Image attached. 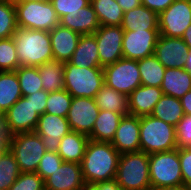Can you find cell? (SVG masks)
Returning a JSON list of instances; mask_svg holds the SVG:
<instances>
[{
	"instance_id": "cell-52",
	"label": "cell",
	"mask_w": 191,
	"mask_h": 190,
	"mask_svg": "<svg viewBox=\"0 0 191 190\" xmlns=\"http://www.w3.org/2000/svg\"><path fill=\"white\" fill-rule=\"evenodd\" d=\"M80 190H97L94 185L85 184Z\"/></svg>"
},
{
	"instance_id": "cell-1",
	"label": "cell",
	"mask_w": 191,
	"mask_h": 190,
	"mask_svg": "<svg viewBox=\"0 0 191 190\" xmlns=\"http://www.w3.org/2000/svg\"><path fill=\"white\" fill-rule=\"evenodd\" d=\"M120 153L110 142H87L84 157L81 162L83 179L86 184L115 179Z\"/></svg>"
},
{
	"instance_id": "cell-28",
	"label": "cell",
	"mask_w": 191,
	"mask_h": 190,
	"mask_svg": "<svg viewBox=\"0 0 191 190\" xmlns=\"http://www.w3.org/2000/svg\"><path fill=\"white\" fill-rule=\"evenodd\" d=\"M95 101L100 110H108L123 116L129 114L128 96L105 84L97 92Z\"/></svg>"
},
{
	"instance_id": "cell-51",
	"label": "cell",
	"mask_w": 191,
	"mask_h": 190,
	"mask_svg": "<svg viewBox=\"0 0 191 190\" xmlns=\"http://www.w3.org/2000/svg\"><path fill=\"white\" fill-rule=\"evenodd\" d=\"M187 56V61L184 65V69L191 74V50L189 49Z\"/></svg>"
},
{
	"instance_id": "cell-40",
	"label": "cell",
	"mask_w": 191,
	"mask_h": 190,
	"mask_svg": "<svg viewBox=\"0 0 191 190\" xmlns=\"http://www.w3.org/2000/svg\"><path fill=\"white\" fill-rule=\"evenodd\" d=\"M50 2L60 19L68 13H78L80 8H83L90 3V0H51Z\"/></svg>"
},
{
	"instance_id": "cell-32",
	"label": "cell",
	"mask_w": 191,
	"mask_h": 190,
	"mask_svg": "<svg viewBox=\"0 0 191 190\" xmlns=\"http://www.w3.org/2000/svg\"><path fill=\"white\" fill-rule=\"evenodd\" d=\"M138 67L142 85L161 87L166 68L154 54L138 60Z\"/></svg>"
},
{
	"instance_id": "cell-8",
	"label": "cell",
	"mask_w": 191,
	"mask_h": 190,
	"mask_svg": "<svg viewBox=\"0 0 191 190\" xmlns=\"http://www.w3.org/2000/svg\"><path fill=\"white\" fill-rule=\"evenodd\" d=\"M8 140L20 172H36L46 152L41 136L35 132L16 133Z\"/></svg>"
},
{
	"instance_id": "cell-42",
	"label": "cell",
	"mask_w": 191,
	"mask_h": 190,
	"mask_svg": "<svg viewBox=\"0 0 191 190\" xmlns=\"http://www.w3.org/2000/svg\"><path fill=\"white\" fill-rule=\"evenodd\" d=\"M179 160L183 185L191 188V147L179 148Z\"/></svg>"
},
{
	"instance_id": "cell-27",
	"label": "cell",
	"mask_w": 191,
	"mask_h": 190,
	"mask_svg": "<svg viewBox=\"0 0 191 190\" xmlns=\"http://www.w3.org/2000/svg\"><path fill=\"white\" fill-rule=\"evenodd\" d=\"M22 97L15 71H0V117Z\"/></svg>"
},
{
	"instance_id": "cell-17",
	"label": "cell",
	"mask_w": 191,
	"mask_h": 190,
	"mask_svg": "<svg viewBox=\"0 0 191 190\" xmlns=\"http://www.w3.org/2000/svg\"><path fill=\"white\" fill-rule=\"evenodd\" d=\"M85 184L81 164L64 161L44 180L48 190H80Z\"/></svg>"
},
{
	"instance_id": "cell-14",
	"label": "cell",
	"mask_w": 191,
	"mask_h": 190,
	"mask_svg": "<svg viewBox=\"0 0 191 190\" xmlns=\"http://www.w3.org/2000/svg\"><path fill=\"white\" fill-rule=\"evenodd\" d=\"M99 111L95 98L73 97L66 117L70 130L89 135Z\"/></svg>"
},
{
	"instance_id": "cell-13",
	"label": "cell",
	"mask_w": 191,
	"mask_h": 190,
	"mask_svg": "<svg viewBox=\"0 0 191 190\" xmlns=\"http://www.w3.org/2000/svg\"><path fill=\"white\" fill-rule=\"evenodd\" d=\"M158 36L159 30H124L123 58L138 61L153 55Z\"/></svg>"
},
{
	"instance_id": "cell-43",
	"label": "cell",
	"mask_w": 191,
	"mask_h": 190,
	"mask_svg": "<svg viewBox=\"0 0 191 190\" xmlns=\"http://www.w3.org/2000/svg\"><path fill=\"white\" fill-rule=\"evenodd\" d=\"M48 94L49 92L40 90V91L34 92L33 94L25 96L28 100H30L35 111L40 116L45 113Z\"/></svg>"
},
{
	"instance_id": "cell-47",
	"label": "cell",
	"mask_w": 191,
	"mask_h": 190,
	"mask_svg": "<svg viewBox=\"0 0 191 190\" xmlns=\"http://www.w3.org/2000/svg\"><path fill=\"white\" fill-rule=\"evenodd\" d=\"M97 190H122L121 187L117 184V181H104L94 184Z\"/></svg>"
},
{
	"instance_id": "cell-45",
	"label": "cell",
	"mask_w": 191,
	"mask_h": 190,
	"mask_svg": "<svg viewBox=\"0 0 191 190\" xmlns=\"http://www.w3.org/2000/svg\"><path fill=\"white\" fill-rule=\"evenodd\" d=\"M124 12L142 5V0H116Z\"/></svg>"
},
{
	"instance_id": "cell-34",
	"label": "cell",
	"mask_w": 191,
	"mask_h": 190,
	"mask_svg": "<svg viewBox=\"0 0 191 190\" xmlns=\"http://www.w3.org/2000/svg\"><path fill=\"white\" fill-rule=\"evenodd\" d=\"M17 29L14 1H0V39L13 37Z\"/></svg>"
},
{
	"instance_id": "cell-12",
	"label": "cell",
	"mask_w": 191,
	"mask_h": 190,
	"mask_svg": "<svg viewBox=\"0 0 191 190\" xmlns=\"http://www.w3.org/2000/svg\"><path fill=\"white\" fill-rule=\"evenodd\" d=\"M94 35L97 41L102 68L123 58L122 43L124 30L121 26H100Z\"/></svg>"
},
{
	"instance_id": "cell-22",
	"label": "cell",
	"mask_w": 191,
	"mask_h": 190,
	"mask_svg": "<svg viewBox=\"0 0 191 190\" xmlns=\"http://www.w3.org/2000/svg\"><path fill=\"white\" fill-rule=\"evenodd\" d=\"M68 62L77 67L102 68L94 34L81 35L77 48Z\"/></svg>"
},
{
	"instance_id": "cell-37",
	"label": "cell",
	"mask_w": 191,
	"mask_h": 190,
	"mask_svg": "<svg viewBox=\"0 0 191 190\" xmlns=\"http://www.w3.org/2000/svg\"><path fill=\"white\" fill-rule=\"evenodd\" d=\"M19 66L13 38L0 39V71H15Z\"/></svg>"
},
{
	"instance_id": "cell-26",
	"label": "cell",
	"mask_w": 191,
	"mask_h": 190,
	"mask_svg": "<svg viewBox=\"0 0 191 190\" xmlns=\"http://www.w3.org/2000/svg\"><path fill=\"white\" fill-rule=\"evenodd\" d=\"M122 118L123 115L121 114L108 110H100L92 132L88 135L89 139L111 143Z\"/></svg>"
},
{
	"instance_id": "cell-11",
	"label": "cell",
	"mask_w": 191,
	"mask_h": 190,
	"mask_svg": "<svg viewBox=\"0 0 191 190\" xmlns=\"http://www.w3.org/2000/svg\"><path fill=\"white\" fill-rule=\"evenodd\" d=\"M191 24V0H175L158 15L159 35L182 38Z\"/></svg>"
},
{
	"instance_id": "cell-20",
	"label": "cell",
	"mask_w": 191,
	"mask_h": 190,
	"mask_svg": "<svg viewBox=\"0 0 191 190\" xmlns=\"http://www.w3.org/2000/svg\"><path fill=\"white\" fill-rule=\"evenodd\" d=\"M163 96L161 87L141 85L129 96V114L137 117L151 115L154 106Z\"/></svg>"
},
{
	"instance_id": "cell-35",
	"label": "cell",
	"mask_w": 191,
	"mask_h": 190,
	"mask_svg": "<svg viewBox=\"0 0 191 190\" xmlns=\"http://www.w3.org/2000/svg\"><path fill=\"white\" fill-rule=\"evenodd\" d=\"M20 173L14 155L8 150L0 159V190H8Z\"/></svg>"
},
{
	"instance_id": "cell-39",
	"label": "cell",
	"mask_w": 191,
	"mask_h": 190,
	"mask_svg": "<svg viewBox=\"0 0 191 190\" xmlns=\"http://www.w3.org/2000/svg\"><path fill=\"white\" fill-rule=\"evenodd\" d=\"M63 163V159L57 152L46 151L41 161L39 162L36 173L43 180L48 178L58 167Z\"/></svg>"
},
{
	"instance_id": "cell-53",
	"label": "cell",
	"mask_w": 191,
	"mask_h": 190,
	"mask_svg": "<svg viewBox=\"0 0 191 190\" xmlns=\"http://www.w3.org/2000/svg\"><path fill=\"white\" fill-rule=\"evenodd\" d=\"M37 1L49 2V1H51V0H37Z\"/></svg>"
},
{
	"instance_id": "cell-48",
	"label": "cell",
	"mask_w": 191,
	"mask_h": 190,
	"mask_svg": "<svg viewBox=\"0 0 191 190\" xmlns=\"http://www.w3.org/2000/svg\"><path fill=\"white\" fill-rule=\"evenodd\" d=\"M185 115H191V90L180 98Z\"/></svg>"
},
{
	"instance_id": "cell-38",
	"label": "cell",
	"mask_w": 191,
	"mask_h": 190,
	"mask_svg": "<svg viewBox=\"0 0 191 190\" xmlns=\"http://www.w3.org/2000/svg\"><path fill=\"white\" fill-rule=\"evenodd\" d=\"M44 180L36 172H21L8 190H42Z\"/></svg>"
},
{
	"instance_id": "cell-2",
	"label": "cell",
	"mask_w": 191,
	"mask_h": 190,
	"mask_svg": "<svg viewBox=\"0 0 191 190\" xmlns=\"http://www.w3.org/2000/svg\"><path fill=\"white\" fill-rule=\"evenodd\" d=\"M12 38L21 67H38L53 60L49 31L17 27Z\"/></svg>"
},
{
	"instance_id": "cell-3",
	"label": "cell",
	"mask_w": 191,
	"mask_h": 190,
	"mask_svg": "<svg viewBox=\"0 0 191 190\" xmlns=\"http://www.w3.org/2000/svg\"><path fill=\"white\" fill-rule=\"evenodd\" d=\"M140 151L149 154L178 148L176 127L152 115L140 117Z\"/></svg>"
},
{
	"instance_id": "cell-24",
	"label": "cell",
	"mask_w": 191,
	"mask_h": 190,
	"mask_svg": "<svg viewBox=\"0 0 191 190\" xmlns=\"http://www.w3.org/2000/svg\"><path fill=\"white\" fill-rule=\"evenodd\" d=\"M161 89L163 95L180 99L191 90V74L181 68H166Z\"/></svg>"
},
{
	"instance_id": "cell-23",
	"label": "cell",
	"mask_w": 191,
	"mask_h": 190,
	"mask_svg": "<svg viewBox=\"0 0 191 190\" xmlns=\"http://www.w3.org/2000/svg\"><path fill=\"white\" fill-rule=\"evenodd\" d=\"M89 136L70 130L61 140L58 155L64 162L81 164Z\"/></svg>"
},
{
	"instance_id": "cell-46",
	"label": "cell",
	"mask_w": 191,
	"mask_h": 190,
	"mask_svg": "<svg viewBox=\"0 0 191 190\" xmlns=\"http://www.w3.org/2000/svg\"><path fill=\"white\" fill-rule=\"evenodd\" d=\"M8 150H9L8 136H6L5 130L3 129L0 122V159Z\"/></svg>"
},
{
	"instance_id": "cell-16",
	"label": "cell",
	"mask_w": 191,
	"mask_h": 190,
	"mask_svg": "<svg viewBox=\"0 0 191 190\" xmlns=\"http://www.w3.org/2000/svg\"><path fill=\"white\" fill-rule=\"evenodd\" d=\"M70 131L66 117L44 113L38 119L35 133L41 136L46 151L57 152L60 140Z\"/></svg>"
},
{
	"instance_id": "cell-31",
	"label": "cell",
	"mask_w": 191,
	"mask_h": 190,
	"mask_svg": "<svg viewBox=\"0 0 191 190\" xmlns=\"http://www.w3.org/2000/svg\"><path fill=\"white\" fill-rule=\"evenodd\" d=\"M101 26H121L124 11L116 0H90Z\"/></svg>"
},
{
	"instance_id": "cell-49",
	"label": "cell",
	"mask_w": 191,
	"mask_h": 190,
	"mask_svg": "<svg viewBox=\"0 0 191 190\" xmlns=\"http://www.w3.org/2000/svg\"><path fill=\"white\" fill-rule=\"evenodd\" d=\"M182 39L184 40V42L187 44V46L191 50V24L184 31V34L182 35Z\"/></svg>"
},
{
	"instance_id": "cell-18",
	"label": "cell",
	"mask_w": 191,
	"mask_h": 190,
	"mask_svg": "<svg viewBox=\"0 0 191 190\" xmlns=\"http://www.w3.org/2000/svg\"><path fill=\"white\" fill-rule=\"evenodd\" d=\"M140 117L123 116L111 141L112 146L120 153L140 151Z\"/></svg>"
},
{
	"instance_id": "cell-21",
	"label": "cell",
	"mask_w": 191,
	"mask_h": 190,
	"mask_svg": "<svg viewBox=\"0 0 191 190\" xmlns=\"http://www.w3.org/2000/svg\"><path fill=\"white\" fill-rule=\"evenodd\" d=\"M59 25L81 35L94 34L101 26L91 3L80 8L78 13L62 16L59 19Z\"/></svg>"
},
{
	"instance_id": "cell-10",
	"label": "cell",
	"mask_w": 191,
	"mask_h": 190,
	"mask_svg": "<svg viewBox=\"0 0 191 190\" xmlns=\"http://www.w3.org/2000/svg\"><path fill=\"white\" fill-rule=\"evenodd\" d=\"M39 118L30 100L22 96L0 117V122L9 137L16 133L34 132Z\"/></svg>"
},
{
	"instance_id": "cell-4",
	"label": "cell",
	"mask_w": 191,
	"mask_h": 190,
	"mask_svg": "<svg viewBox=\"0 0 191 190\" xmlns=\"http://www.w3.org/2000/svg\"><path fill=\"white\" fill-rule=\"evenodd\" d=\"M115 180L122 190L151 189L149 155L142 151L120 154Z\"/></svg>"
},
{
	"instance_id": "cell-7",
	"label": "cell",
	"mask_w": 191,
	"mask_h": 190,
	"mask_svg": "<svg viewBox=\"0 0 191 190\" xmlns=\"http://www.w3.org/2000/svg\"><path fill=\"white\" fill-rule=\"evenodd\" d=\"M149 173L151 189L183 184L179 148L149 154Z\"/></svg>"
},
{
	"instance_id": "cell-44",
	"label": "cell",
	"mask_w": 191,
	"mask_h": 190,
	"mask_svg": "<svg viewBox=\"0 0 191 190\" xmlns=\"http://www.w3.org/2000/svg\"><path fill=\"white\" fill-rule=\"evenodd\" d=\"M175 0H142V5L157 15L166 10Z\"/></svg>"
},
{
	"instance_id": "cell-25",
	"label": "cell",
	"mask_w": 191,
	"mask_h": 190,
	"mask_svg": "<svg viewBox=\"0 0 191 190\" xmlns=\"http://www.w3.org/2000/svg\"><path fill=\"white\" fill-rule=\"evenodd\" d=\"M123 30H159L158 15L144 5L124 12L121 24Z\"/></svg>"
},
{
	"instance_id": "cell-50",
	"label": "cell",
	"mask_w": 191,
	"mask_h": 190,
	"mask_svg": "<svg viewBox=\"0 0 191 190\" xmlns=\"http://www.w3.org/2000/svg\"><path fill=\"white\" fill-rule=\"evenodd\" d=\"M157 190H191V188H188L187 186L181 184L177 186L163 187Z\"/></svg>"
},
{
	"instance_id": "cell-5",
	"label": "cell",
	"mask_w": 191,
	"mask_h": 190,
	"mask_svg": "<svg viewBox=\"0 0 191 190\" xmlns=\"http://www.w3.org/2000/svg\"><path fill=\"white\" fill-rule=\"evenodd\" d=\"M14 6L17 27L51 31L59 26V17L50 1L14 0Z\"/></svg>"
},
{
	"instance_id": "cell-15",
	"label": "cell",
	"mask_w": 191,
	"mask_h": 190,
	"mask_svg": "<svg viewBox=\"0 0 191 190\" xmlns=\"http://www.w3.org/2000/svg\"><path fill=\"white\" fill-rule=\"evenodd\" d=\"M189 47L182 38L159 35L154 55L165 68H181L187 61Z\"/></svg>"
},
{
	"instance_id": "cell-33",
	"label": "cell",
	"mask_w": 191,
	"mask_h": 190,
	"mask_svg": "<svg viewBox=\"0 0 191 190\" xmlns=\"http://www.w3.org/2000/svg\"><path fill=\"white\" fill-rule=\"evenodd\" d=\"M22 96H28L34 92L43 90L38 67H21L16 70Z\"/></svg>"
},
{
	"instance_id": "cell-19",
	"label": "cell",
	"mask_w": 191,
	"mask_h": 190,
	"mask_svg": "<svg viewBox=\"0 0 191 190\" xmlns=\"http://www.w3.org/2000/svg\"><path fill=\"white\" fill-rule=\"evenodd\" d=\"M49 36L53 59L68 62L77 48L81 34L59 25L49 31Z\"/></svg>"
},
{
	"instance_id": "cell-29",
	"label": "cell",
	"mask_w": 191,
	"mask_h": 190,
	"mask_svg": "<svg viewBox=\"0 0 191 190\" xmlns=\"http://www.w3.org/2000/svg\"><path fill=\"white\" fill-rule=\"evenodd\" d=\"M64 66L65 62H59L54 59L38 66L44 91L54 92L64 89Z\"/></svg>"
},
{
	"instance_id": "cell-36",
	"label": "cell",
	"mask_w": 191,
	"mask_h": 190,
	"mask_svg": "<svg viewBox=\"0 0 191 190\" xmlns=\"http://www.w3.org/2000/svg\"><path fill=\"white\" fill-rule=\"evenodd\" d=\"M73 97L65 90L49 92L45 113L67 117Z\"/></svg>"
},
{
	"instance_id": "cell-30",
	"label": "cell",
	"mask_w": 191,
	"mask_h": 190,
	"mask_svg": "<svg viewBox=\"0 0 191 190\" xmlns=\"http://www.w3.org/2000/svg\"><path fill=\"white\" fill-rule=\"evenodd\" d=\"M151 115L176 127L185 114L180 99L163 95Z\"/></svg>"
},
{
	"instance_id": "cell-9",
	"label": "cell",
	"mask_w": 191,
	"mask_h": 190,
	"mask_svg": "<svg viewBox=\"0 0 191 190\" xmlns=\"http://www.w3.org/2000/svg\"><path fill=\"white\" fill-rule=\"evenodd\" d=\"M103 73L105 85L127 96L142 85L137 60L121 58L105 66Z\"/></svg>"
},
{
	"instance_id": "cell-6",
	"label": "cell",
	"mask_w": 191,
	"mask_h": 190,
	"mask_svg": "<svg viewBox=\"0 0 191 190\" xmlns=\"http://www.w3.org/2000/svg\"><path fill=\"white\" fill-rule=\"evenodd\" d=\"M64 81V89L72 97L95 98L104 85L103 68L77 67L65 62Z\"/></svg>"
},
{
	"instance_id": "cell-41",
	"label": "cell",
	"mask_w": 191,
	"mask_h": 190,
	"mask_svg": "<svg viewBox=\"0 0 191 190\" xmlns=\"http://www.w3.org/2000/svg\"><path fill=\"white\" fill-rule=\"evenodd\" d=\"M178 148L191 147V115H184L176 126Z\"/></svg>"
}]
</instances>
